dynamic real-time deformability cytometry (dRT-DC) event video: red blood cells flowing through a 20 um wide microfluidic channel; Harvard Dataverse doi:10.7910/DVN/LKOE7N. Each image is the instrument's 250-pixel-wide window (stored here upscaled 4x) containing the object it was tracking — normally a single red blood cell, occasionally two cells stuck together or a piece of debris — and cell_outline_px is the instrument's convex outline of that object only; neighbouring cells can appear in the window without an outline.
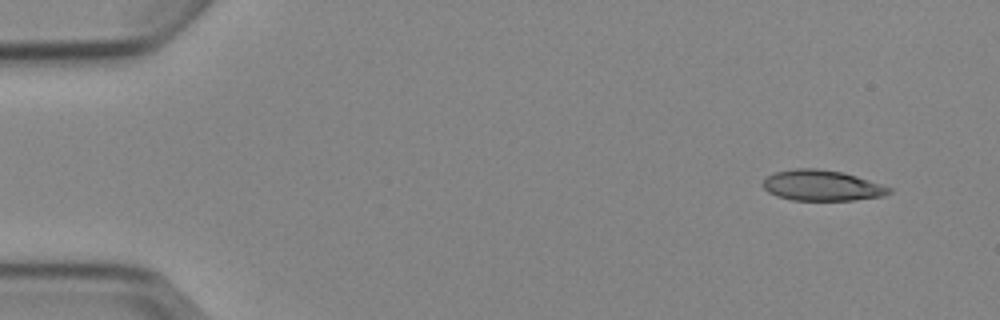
{"species": "Egyptian fruit bat (a non-hibernating species)", "species_latin": "Rousettus aegyptiacus", "temperature_condition": "cold", "stored_images_in_passage": 4, "camera_frame_rate_fps": 3000, "um_per_image_px": 0.085, "animal": {"sex": "female"}, "frame": {"image": 1, "passage_image": 1, "time_ms": 0.0, "image_size_px": [1000, 320], "cell_outline_px": [[892, 192], [884, 196], [852, 200], [792, 200], [776, 196], [768, 192], [760, 184], [764, 176], [776, 172], [796, 168], [816, 168], [844, 172], [892, 188]], "centroid_in_image_um": [69.81, 15.76], "position_along_channel_um": 15.2, "area_um2": 22.72}}
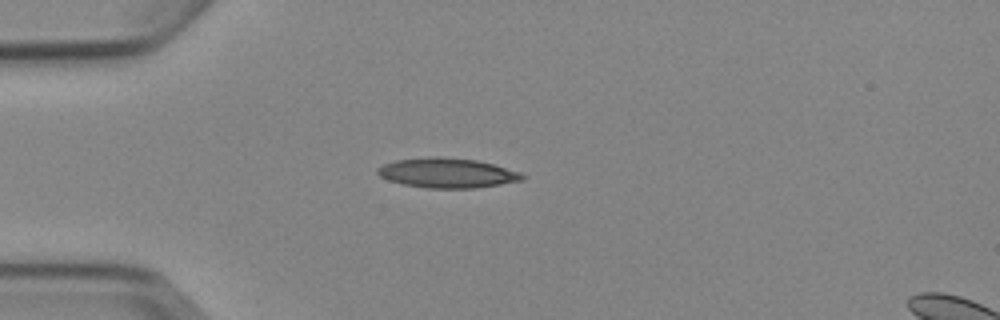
{"frame": {"image": 2, "passage_image": 4, "time_ms": 3.333, "image_size_px": [1000, 320], "cell_outline_px": [[528, 176], [524, 180], [476, 188], [428, 188], [404, 184], [388, 180], [380, 176], [376, 172], [376, 168], [384, 164], [396, 160], [436, 156], [476, 160], [492, 164], [520, 172]], "centroid_in_image_um": [38.03, 14.7], "position_along_channel_um": 47.0, "area_um2": 25.03}}